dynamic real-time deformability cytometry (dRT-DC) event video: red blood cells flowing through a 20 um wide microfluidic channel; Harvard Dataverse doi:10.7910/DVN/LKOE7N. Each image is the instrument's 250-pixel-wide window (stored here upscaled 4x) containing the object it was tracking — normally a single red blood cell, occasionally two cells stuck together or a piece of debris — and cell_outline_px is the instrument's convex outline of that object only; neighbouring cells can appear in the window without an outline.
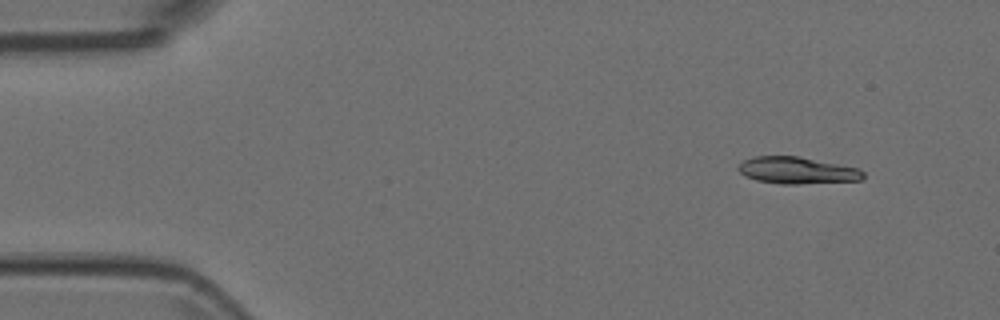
{"species": "Egyptian fruit bat (a non-hibernating species)", "species_latin": "Rousettus aegyptiacus", "temperature_condition": "room temperature", "stored_images_in_passage": 6, "camera_frame_rate_fps": 3000, "um_per_image_px": 0.085, "animal": {"sex": "female"}, "frame": {"image": 1, "passage_image": 2, "time_ms": 0.333, "image_size_px": [1000, 320], "cell_outline_px": [[864, 176], [860, 180], [796, 184], [780, 184], [756, 180], [744, 176], [736, 168], [744, 160], [756, 156], [800, 156], [856, 168], [864, 172]], "centroid_in_image_um": [67.7, 14.48], "position_along_channel_um": 17.3, "area_um2": 19.36}}
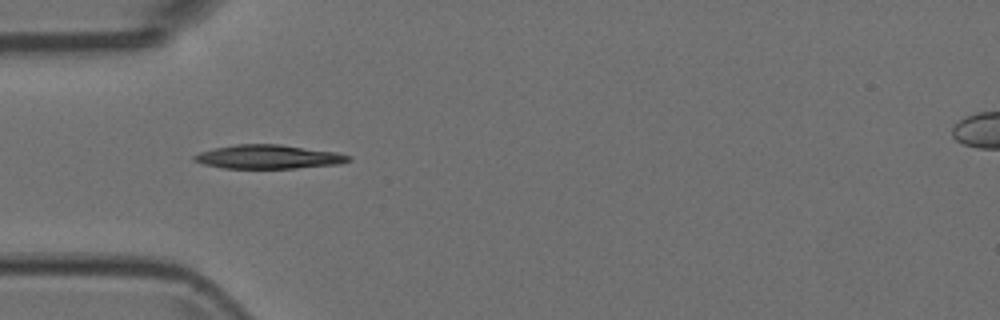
{"frame": {"image": 2, "passage_image": 5, "time_ms": 1.333, "image_size_px": [1000, 320], "cell_outline_px": [[352, 160], [340, 164], [296, 168], [224, 168], [204, 164], [192, 160], [192, 156], [200, 152], [212, 148], [236, 144], [280, 144], [336, 152], [352, 156]], "centroid_in_image_um": [22.82, 13.32], "position_along_channel_um": 62.2, "area_um2": 21.56}}